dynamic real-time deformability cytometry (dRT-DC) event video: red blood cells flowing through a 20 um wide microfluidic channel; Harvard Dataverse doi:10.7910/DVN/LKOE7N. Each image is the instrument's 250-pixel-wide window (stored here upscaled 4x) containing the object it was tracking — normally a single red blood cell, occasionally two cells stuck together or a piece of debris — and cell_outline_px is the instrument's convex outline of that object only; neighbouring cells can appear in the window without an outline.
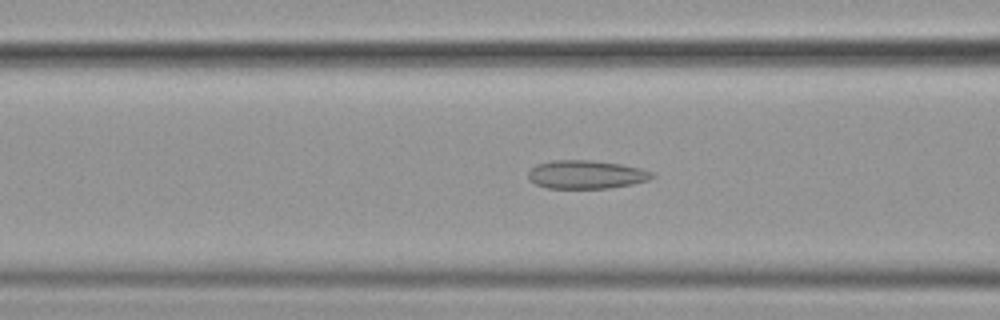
{"species": "common noctule bat (a hibernating species)", "species_latin": "Nyctalus noctula", "temperature_condition": "cold", "stored_images_in_passage": 41, "camera_frame_rate_fps": 3000, "um_per_image_px": 0.085, "animal": {"sex": "female", "body_mass_g": 19.9}, "frame": {"image": 1, "passage_image": 8, "time_ms": 2.333, "image_size_px": [1000, 320], "cell_outline_px": [[656, 176], [648, 180], [632, 184], [608, 188], [548, 188], [536, 184], [528, 180], [528, 172], [536, 164], [552, 160], [592, 160], [620, 164], [640, 168], [652, 172]], "centroid_in_image_um": [49.81, 14.83], "position_along_channel_um": 116.8, "area_um2": 20.52}}
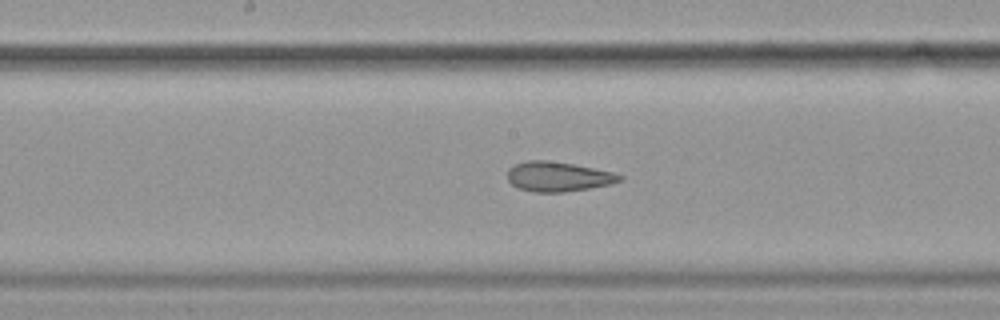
{"frame": {"image": 2, "passage_image": 15, "time_ms": 4.667, "image_size_px": [1000, 320], "cell_outline_px": [[624, 180], [612, 184], [564, 192], [536, 192], [520, 188], [512, 184], [508, 180], [508, 168], [516, 164], [528, 160], [548, 160], [572, 164], [612, 172], [624, 176]], "centroid_in_image_um": [47.46, 15.01], "position_along_channel_um": 200.7, "area_um2": 19.31}}
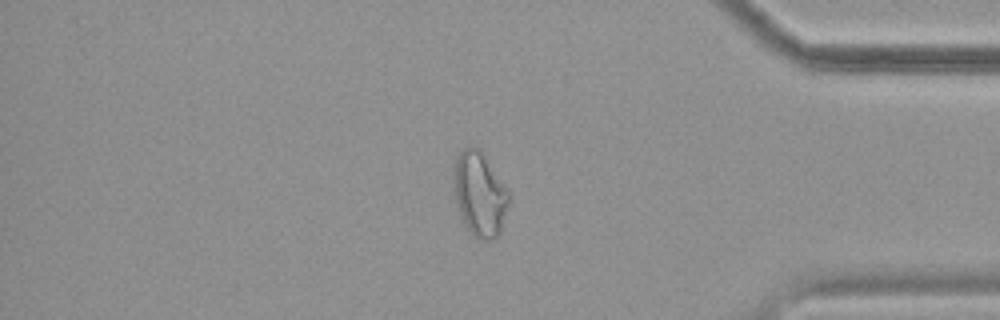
{"frame": {"image": 3, "passage_image": 33, "time_ms": 10.667, "image_size_px": [1000, 320], "cell_outline_px": [[512, 192], [500, 232], [492, 240], [480, 240], [468, 232], [456, 208], [452, 168], [456, 156], [468, 144], [472, 144], [480, 148]], "centroid_in_image_um": [40.77, 16.45], "position_along_channel_um": 394.4, "area_um2": 28.21}, "authors_computed_cell_mechanics": {"area_um2": 20.9814, "velocity_mm_per_s": 3.5966, "shape_relaxation_time_tau1_ms": null, "shape_relaxation_time_tau2_ms": 2.388, "deformation_change_tau1": null, "deformation_change_tau2": 0.095}}